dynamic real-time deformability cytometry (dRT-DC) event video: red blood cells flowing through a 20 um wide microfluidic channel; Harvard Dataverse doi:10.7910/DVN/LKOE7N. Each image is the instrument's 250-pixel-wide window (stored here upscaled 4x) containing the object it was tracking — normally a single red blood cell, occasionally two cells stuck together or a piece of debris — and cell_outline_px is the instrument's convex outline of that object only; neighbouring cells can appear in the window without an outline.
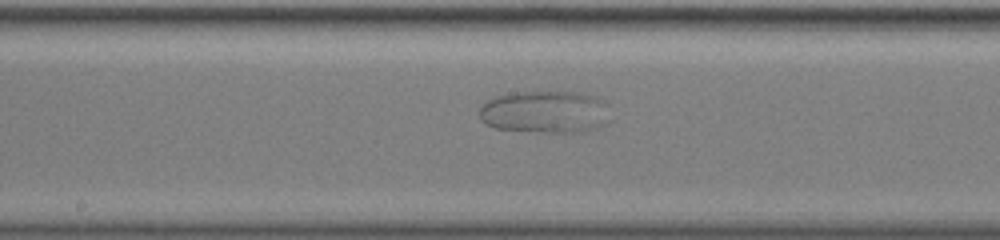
{"species": "common noctule bat (a hibernating species)", "species_latin": "Nyctalus noctula", "temperature_condition": "warm", "stored_images_in_passage": 69, "camera_frame_rate_fps": 3000, "um_per_image_px": 0.085, "animal": {"sex": "female", "body_mass_g": 19.5, "forearm_length_mm": 54.1}, "frame": {"image": 1, "passage_image": 37, "time_ms": 12.0, "image_size_px": [1000, 240], "cell_outline_px": [[600, 124], [596, 128], [584, 132], [548, 132], [496, 128], [484, 124], [480, 116], [480, 108], [488, 100], [496, 96], [512, 92], [576, 92], [596, 96], [600, 100]], "centroid_in_image_um": [46.14, 9.5], "position_along_channel_um": 202.1, "area_um2": 30.98}}
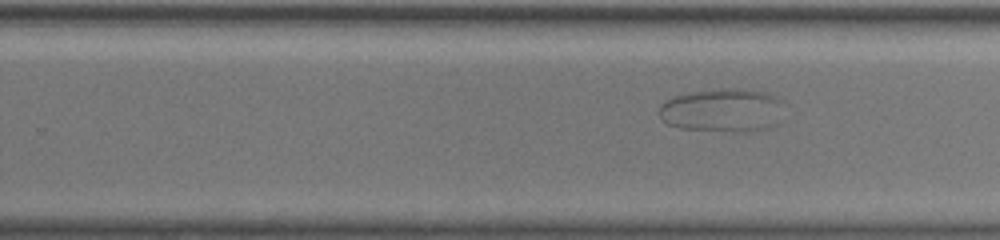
{"frame": {"image": 2, "passage_image": 44, "time_ms": 14.333, "image_size_px": [1000, 240], "cell_outline_px": [[784, 100], [776, 124], [768, 128], [752, 132], [732, 132], [680, 128], [668, 124], [660, 116], [660, 104], [664, 100], [688, 92], [724, 88], [736, 88], [768, 92], [780, 96]], "centroid_in_image_um": [61.45, 9.36], "position_along_channel_um": 268.3, "area_um2": 32.14}}